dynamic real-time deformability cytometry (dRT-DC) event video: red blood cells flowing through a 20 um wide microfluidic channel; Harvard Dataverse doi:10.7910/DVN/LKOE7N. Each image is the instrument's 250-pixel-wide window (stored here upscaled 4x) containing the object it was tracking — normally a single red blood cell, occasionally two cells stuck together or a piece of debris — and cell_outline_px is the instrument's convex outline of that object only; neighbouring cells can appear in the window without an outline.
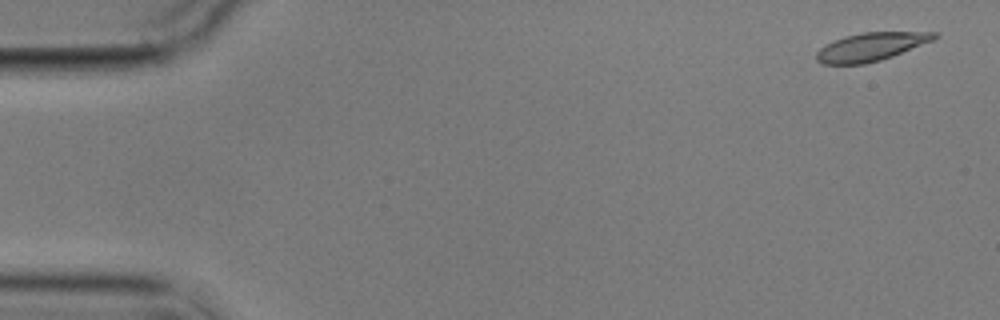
{"species": "common noctule bat (a hibernating species)", "species_latin": "Nyctalus noctula", "temperature_condition": "cold", "stored_images_in_passage": 5, "camera_frame_rate_fps": 3000, "um_per_image_px": 0.085, "animal": {"sex": "male", "body_mass_g": 17.9}, "frame": {"image": 1, "passage_image": 1, "time_ms": 0.0, "image_size_px": [1000, 320], "cell_outline_px": [[940, 36], [932, 40], [892, 56], [880, 60], [864, 64], [824, 64], [816, 60], [816, 52], [820, 48], [844, 36], [864, 32], [940, 32]], "centroid_in_image_um": [74.04, 3.97], "position_along_channel_um": 11.0, "area_um2": 19.13}}
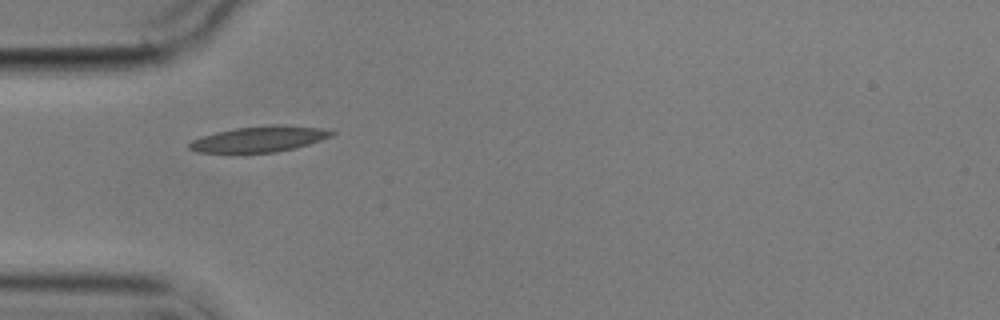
{"frame": {"image": 2, "passage_image": 4, "time_ms": 5.0, "image_size_px": [1000, 320], "cell_outline_px": [[336, 132], [332, 136], [296, 148], [276, 152], [196, 152], [188, 148], [188, 144], [192, 140], [200, 136], [216, 132], [236, 128], [272, 124], [284, 124], [320, 128]], "centroid_in_image_um": [22.04, 11.81], "position_along_channel_um": 63.0, "area_um2": 21.33}}
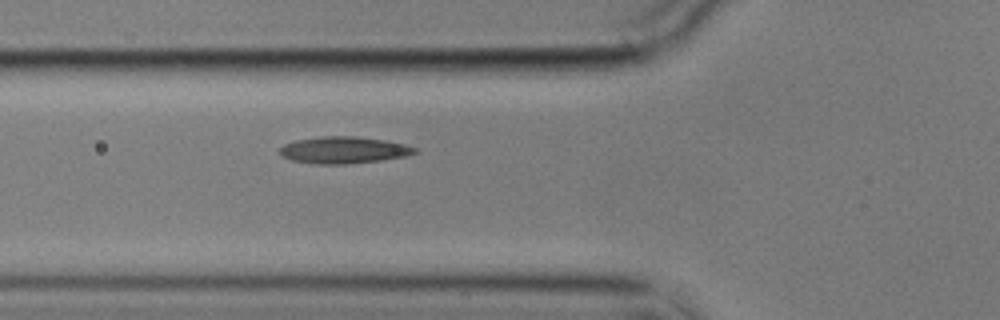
{"frame": {"image": 3, "passage_image": 5, "time_ms": 6.0, "image_size_px": [1000, 320], "cell_outline_px": [[420, 152], [404, 156], [380, 160], [344, 164], [316, 164], [292, 160], [284, 156], [280, 152], [280, 148], [284, 144], [296, 140], [324, 136], [356, 136], [384, 140], [404, 144], [420, 148]], "centroid_in_image_um": [29.26, 12.75], "position_along_channel_um": 96.5, "area_um2": 20.98}}